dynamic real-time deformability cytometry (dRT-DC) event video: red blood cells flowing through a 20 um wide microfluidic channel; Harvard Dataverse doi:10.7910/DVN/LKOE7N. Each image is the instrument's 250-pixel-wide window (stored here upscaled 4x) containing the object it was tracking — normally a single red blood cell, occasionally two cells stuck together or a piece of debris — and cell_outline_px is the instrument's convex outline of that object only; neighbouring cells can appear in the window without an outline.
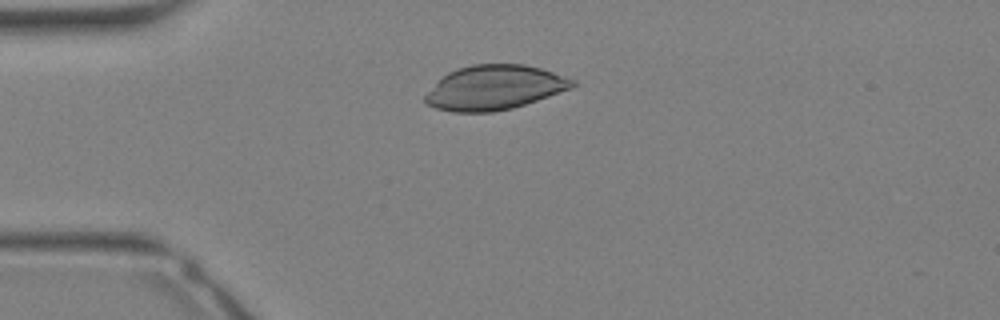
{"species": "Egyptian fruit bat (a non-hibernating species)", "species_latin": "Rousettus aegyptiacus", "temperature_condition": "warm", "stored_images_in_passage": 10, "camera_frame_rate_fps": 3000, "um_per_image_px": 0.085, "animal": {"sex": "female"}, "frame": {"image": 1, "passage_image": 6, "time_ms": 1.667, "image_size_px": [1000, 320], "cell_outline_px": [[576, 84], [572, 88], [512, 108], [492, 112], [452, 112], [436, 108], [428, 104], [424, 100], [424, 96], [448, 72], [472, 64], [524, 64], [540, 68], [576, 80]], "centroid_in_image_um": [42.04, 7.44], "position_along_channel_um": 43.0, "area_um2": 37.74}}
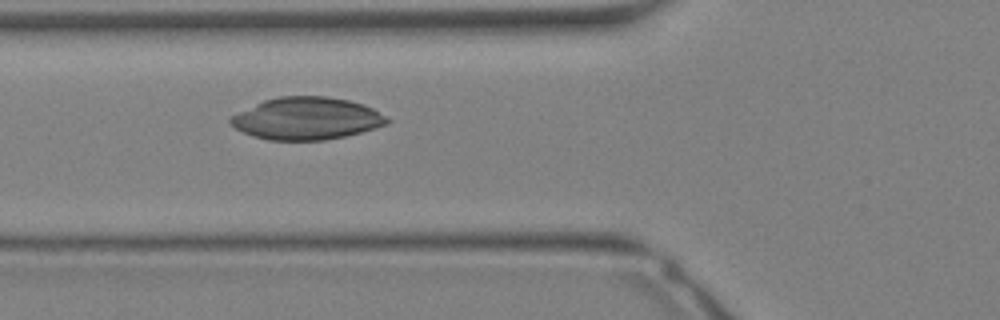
{"frame": {"image": 2, "passage_image": 10, "time_ms": 3.0, "image_size_px": [1000, 320], "cell_outline_px": [[392, 120], [388, 124], [376, 128], [344, 136], [324, 140], [268, 140], [252, 136], [236, 128], [228, 120], [232, 116], [264, 100], [280, 96], [328, 96], [348, 100], [372, 108]], "centroid_in_image_um": [26.09, 10.07], "position_along_channel_um": 99.7, "area_um2": 38.26}}